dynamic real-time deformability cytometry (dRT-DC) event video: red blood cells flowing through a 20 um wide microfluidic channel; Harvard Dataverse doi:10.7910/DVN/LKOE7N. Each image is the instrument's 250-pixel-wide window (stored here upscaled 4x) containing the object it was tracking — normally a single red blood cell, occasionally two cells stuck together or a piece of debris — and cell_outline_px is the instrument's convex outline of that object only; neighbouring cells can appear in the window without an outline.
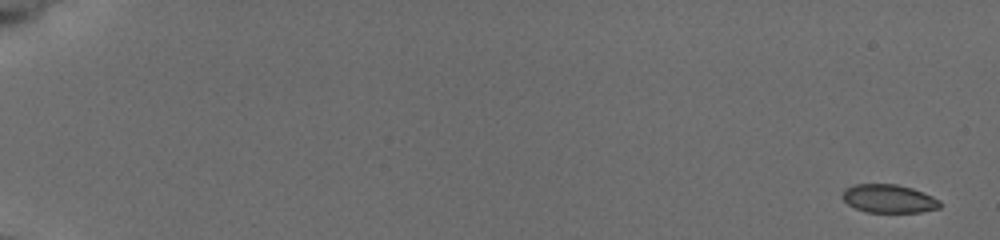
{"species": "common noctule bat (a hibernating species)", "species_latin": "Nyctalus noctula", "temperature_condition": "cold", "stored_images_in_passage": 20, "camera_frame_rate_fps": 3000, "um_per_image_px": 0.085, "animal": {"sex": "female", "body_mass_g": 19.5, "forearm_length_mm": 54.1}, "frame": {"image": 1, "passage_image": 1, "time_ms": 0.0, "image_size_px": [1000, 240], "cell_outline_px": [[940, 208], [920, 212], [868, 212], [856, 208], [848, 204], [840, 196], [840, 192], [844, 188], [852, 184], [896, 184], [912, 188], [932, 196], [940, 200]], "centroid_in_image_um": [75.5, 16.87], "position_along_channel_um": 9.5, "area_um2": 16.24}}
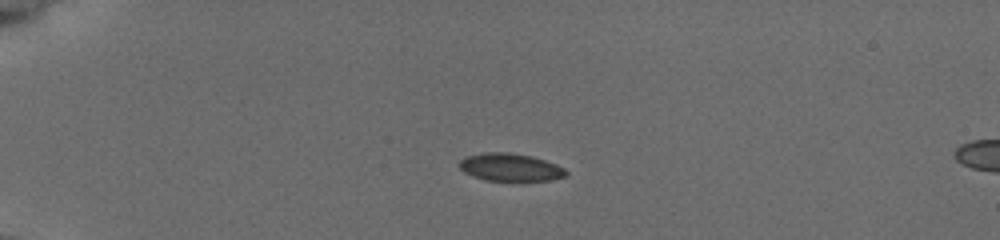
{"frame": {"image": 2, "passage_image": 15, "time_ms": 4.667, "image_size_px": [1000, 240], "cell_outline_px": [[568, 172], [564, 176], [552, 180], [484, 180], [472, 176], [464, 172], [460, 168], [460, 160], [464, 156], [484, 152], [508, 152], [532, 156], [556, 164], [564, 168]], "centroid_in_image_um": [43.34, 14.2], "position_along_channel_um": 41.7, "area_um2": 17.17}}